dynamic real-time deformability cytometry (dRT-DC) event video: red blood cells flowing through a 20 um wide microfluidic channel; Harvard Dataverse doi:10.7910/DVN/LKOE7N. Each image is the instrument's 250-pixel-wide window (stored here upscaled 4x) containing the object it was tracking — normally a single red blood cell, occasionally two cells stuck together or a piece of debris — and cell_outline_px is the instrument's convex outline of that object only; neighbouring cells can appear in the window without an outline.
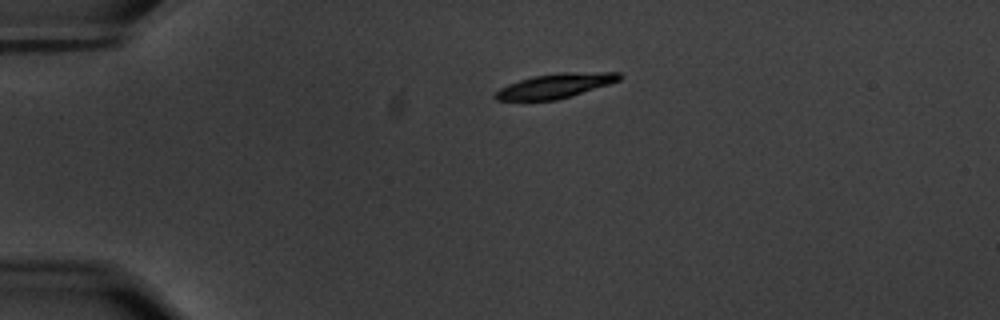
{"species": "common noctule bat (a hibernating species)", "species_latin": "Nyctalus noctula", "temperature_condition": "warm", "stored_images_in_passage": 46, "camera_frame_rate_fps": 3000, "um_per_image_px": 0.085, "animal": {"sex": "male", "body_mass_g": 20.1, "forearm_length_mm": 53.5}, "frame": {"image": 1, "passage_image": 1, "time_ms": 0.0, "image_size_px": [1000, 320], "cell_outline_px": [[624, 76], [620, 80], [572, 96], [556, 100], [496, 100], [492, 96], [500, 88], [508, 84], [532, 76], [560, 72], [620, 72]], "centroid_in_image_um": [47.22, 7.28], "position_along_channel_um": 37.8, "area_um2": 17.8}}
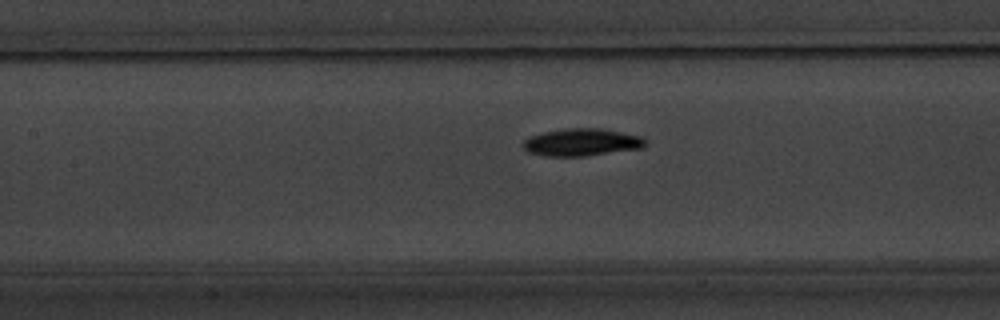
{"frame": {"image": 2, "passage_image": 15, "time_ms": 4.667, "image_size_px": [1000, 320], "cell_outline_px": [[648, 144], [640, 148], [584, 156], [548, 156], [528, 152], [524, 148], [524, 140], [532, 136], [544, 132], [564, 128], [604, 128], [640, 136], [648, 140]], "centroid_in_image_um": [49.49, 12.08], "position_along_channel_um": 157.9, "area_um2": 19.42}}
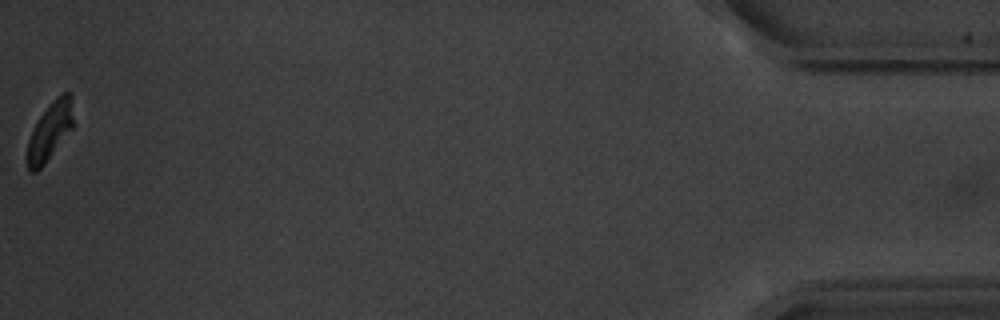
{"frame": {"image": 3, "passage_image": 46, "time_ms": 15.0, "image_size_px": [1000, 320], "cell_outline_px": [[72, 128], [44, 164], [36, 172], [28, 172], [28, 140], [40, 116], [48, 104], [56, 96], [64, 92], [68, 92], [72, 96]], "centroid_in_image_um": [4.24, 11.12], "position_along_channel_um": 431.0, "area_um2": 15.14}, "authors_computed_cell_mechanics": {"area_um2": 18.496, "velocity_mm_per_s": 3.496, "shape_relaxation_time_tau1_ms": 2.3098, "shape_relaxation_time_tau2_ms": 5.9127, "deformation_change_tau1": 0.156, "deformation_change_tau2": 0.089}}